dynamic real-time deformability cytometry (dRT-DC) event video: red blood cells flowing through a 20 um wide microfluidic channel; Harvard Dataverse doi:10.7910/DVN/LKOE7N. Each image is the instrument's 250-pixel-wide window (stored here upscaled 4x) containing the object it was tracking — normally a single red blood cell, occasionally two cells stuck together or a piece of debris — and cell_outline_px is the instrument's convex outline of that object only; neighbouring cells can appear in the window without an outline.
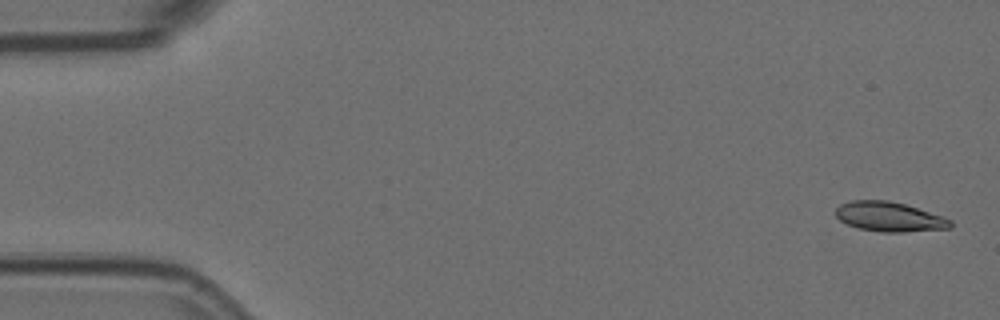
{"species": "Egyptian fruit bat (a non-hibernating species)", "species_latin": "Rousettus aegyptiacus", "temperature_condition": "room temperature", "stored_images_in_passage": 57, "segment_of_instrument_passage": [1, 2], "camera_frame_rate_fps": 3000, "um_per_image_px": 0.085, "animal": {"sex": "female"}, "frame": {"image": 1, "passage_image": 2, "time_ms": 0.333, "image_size_px": [1000, 320], "cell_outline_px": [[952, 228], [904, 232], [880, 232], [860, 228], [848, 224], [840, 220], [836, 216], [836, 208], [840, 204], [852, 200], [888, 200], [904, 204], [944, 216], [952, 220]], "centroid_in_image_um": [75.62, 18.42], "position_along_channel_um": 9.4, "area_um2": 19.83}}
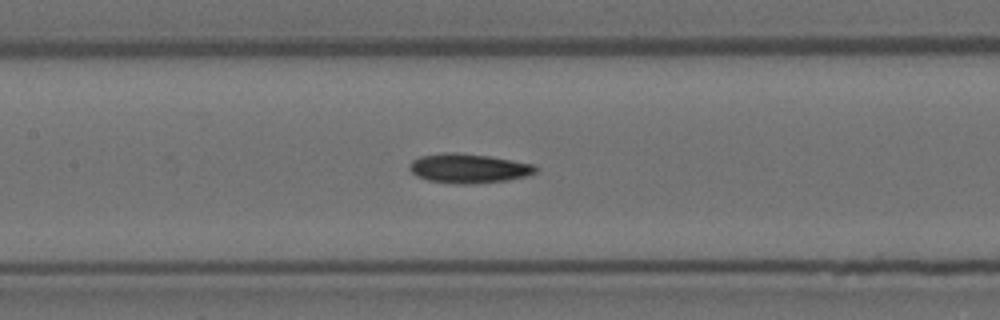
{"frame": {"image": 2, "passage_image": 26, "time_ms": 8.333, "image_size_px": [1000, 320], "cell_outline_px": [[536, 172], [524, 176], [508, 180], [468, 184], [456, 184], [428, 180], [416, 176], [408, 168], [408, 164], [412, 160], [420, 156], [444, 152], [452, 152], [488, 156], [512, 160], [532, 164], [536, 168]], "centroid_in_image_um": [39.76, 14.31], "position_along_channel_um": 167.6, "area_um2": 21.44}}
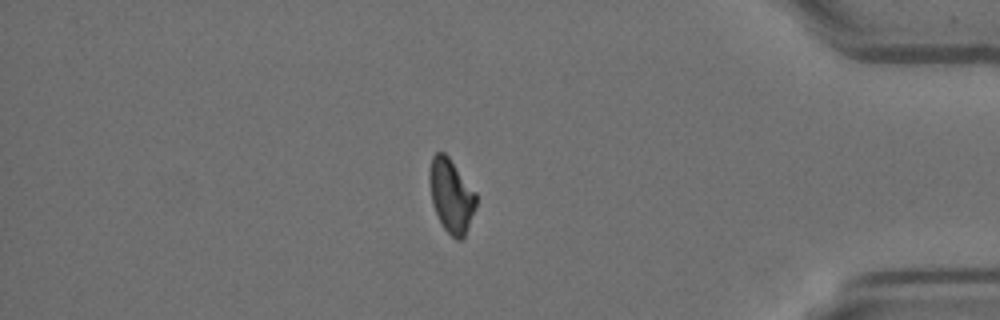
{"frame": {"image": 3, "passage_image": 48, "time_ms": 15.667, "image_size_px": [1000, 320], "cell_outline_px": [[476, 208], [464, 236], [460, 240], [456, 240], [440, 224], [432, 204], [428, 180], [428, 172], [432, 156], [436, 152], [444, 152], [448, 156], [476, 192]], "centroid_in_image_um": [38.33, 16.62], "position_along_channel_um": 396.9, "area_um2": 20.17}}